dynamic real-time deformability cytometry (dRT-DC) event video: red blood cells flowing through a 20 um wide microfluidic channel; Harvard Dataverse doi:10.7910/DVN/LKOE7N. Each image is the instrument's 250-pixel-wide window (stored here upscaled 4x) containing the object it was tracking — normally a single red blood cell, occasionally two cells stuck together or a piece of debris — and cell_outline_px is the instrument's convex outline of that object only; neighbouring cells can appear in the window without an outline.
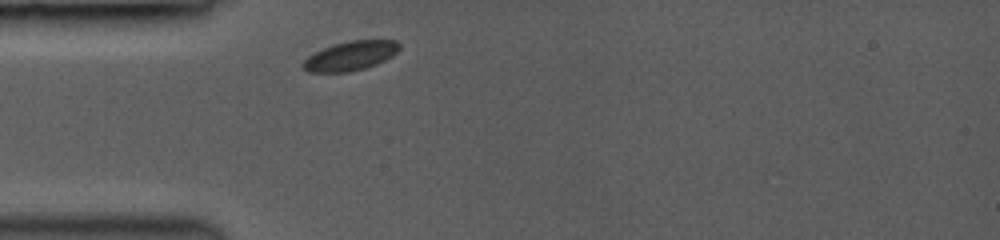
{"species": "common noctule bat (a hibernating species)", "species_latin": "Nyctalus noctula", "temperature_condition": "room temperature", "stored_images_in_passage": 1, "camera_frame_rate_fps": 3000, "um_per_image_px": 0.085, "animal": {"sex": "female", "body_mass_g": 19.0, "forearm_length_mm": 53.3}, "frame": {"image": 1, "passage_image": 1, "time_ms": 0.0, "image_size_px": [1000, 240], "cell_outline_px": [[400, 48], [392, 56], [376, 64], [364, 68], [348, 72], [308, 72], [300, 64], [308, 56], [324, 48], [336, 44], [352, 40], [396, 40], [400, 44]], "centroid_in_image_um": [29.79, 4.75], "position_along_channel_um": 55.2, "area_um2": 16.24}}